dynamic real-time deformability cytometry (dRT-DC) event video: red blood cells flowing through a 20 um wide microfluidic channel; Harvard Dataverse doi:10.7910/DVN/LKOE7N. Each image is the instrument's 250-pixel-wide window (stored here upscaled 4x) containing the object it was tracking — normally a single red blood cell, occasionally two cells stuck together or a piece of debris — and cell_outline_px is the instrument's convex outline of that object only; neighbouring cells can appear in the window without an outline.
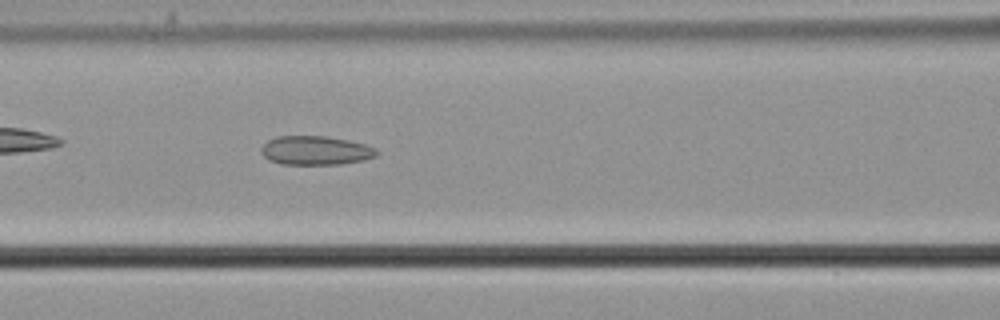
{"species": "common noctule bat (a hibernating species)", "species_latin": "Nyctalus noctula", "temperature_condition": "cold", "stored_images_in_passage": 39, "camera_frame_rate_fps": 3000, "um_per_image_px": 0.085, "animal": {"sex": "male", "body_mass_g": 21.5, "forearm_length_mm": 52.0}, "frame": {"image": 1, "passage_image": 8, "time_ms": 2.333, "image_size_px": [1000, 320], "cell_outline_px": [[380, 152], [376, 156], [364, 160], [340, 164], [280, 164], [268, 160], [260, 152], [260, 148], [268, 140], [276, 136], [324, 136], [348, 140], [364, 144], [376, 148]], "centroid_in_image_um": [26.81, 12.79], "position_along_channel_um": 139.8, "area_um2": 19.59}}
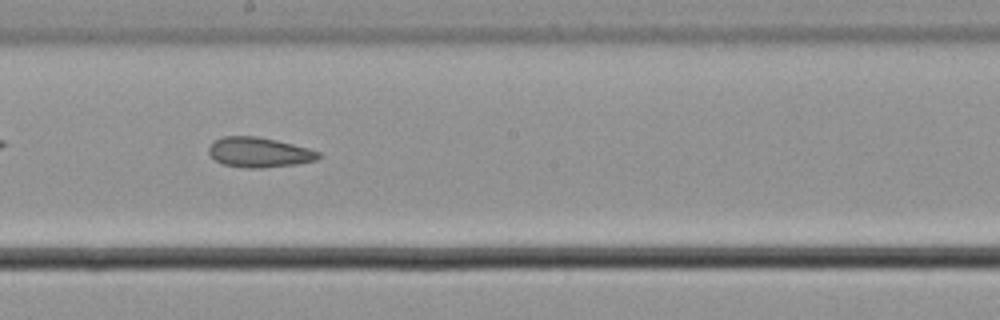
{"frame": {"image": 2, "passage_image": 15, "time_ms": 4.667, "image_size_px": [1000, 320], "cell_outline_px": [[320, 156], [316, 160], [296, 164], [260, 168], [248, 168], [224, 164], [216, 160], [208, 152], [208, 148], [212, 140], [224, 136], [256, 136], [276, 140], [308, 148], [320, 152]], "centroid_in_image_um": [22.0, 12.94], "position_along_channel_um": 226.2, "area_um2": 19.07}}
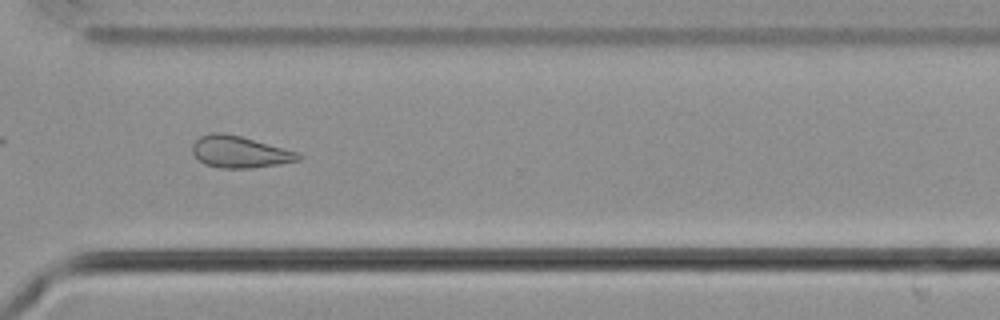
{"frame": {"image": 3, "passage_image": 25, "time_ms": 8.0, "image_size_px": [1000, 320], "cell_outline_px": [[300, 160], [280, 164], [252, 168], [220, 168], [204, 164], [192, 152], [192, 144], [200, 136], [212, 132], [224, 132], [240, 136], [296, 152], [300, 156]], "centroid_in_image_um": [20.32, 12.91], "position_along_channel_um": 350.3, "area_um2": 19.36}, "authors_computed_cell_mechanics": {"area_um2": 19.5942, "velocity_mm_per_s": 3.7124, "shape_relaxation_time_tau1_ms": null, "shape_relaxation_time_tau2_ms": 3.4802, "deformation_change_tau1": null, "deformation_change_tau2": 0.0989}}